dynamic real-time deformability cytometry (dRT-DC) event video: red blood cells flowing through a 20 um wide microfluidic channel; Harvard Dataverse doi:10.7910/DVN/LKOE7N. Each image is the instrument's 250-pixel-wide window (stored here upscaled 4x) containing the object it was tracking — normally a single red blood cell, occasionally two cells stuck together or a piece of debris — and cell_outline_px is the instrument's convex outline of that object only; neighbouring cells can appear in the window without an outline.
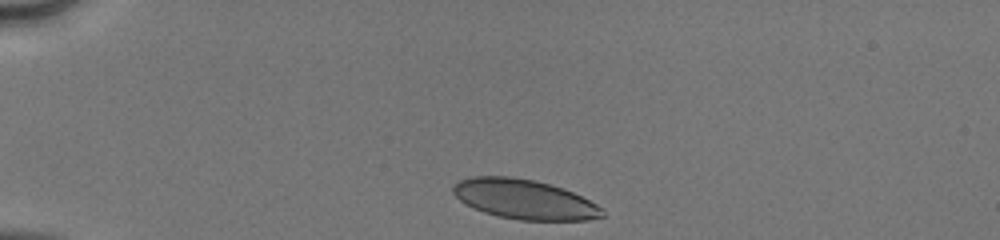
{"species": "human", "species_latin": "Homo sapiens", "temperature_condition": "cold", "stored_images_in_passage": 32, "camera_frame_rate_fps": 3000, "um_per_image_px": 0.085, "donor": {"sex": "male"}, "frame": {"image": 1, "passage_image": 1, "time_ms": 0.0, "image_size_px": [1000, 240], "cell_outline_px": [[604, 216], [588, 220], [520, 220], [500, 216], [484, 212], [460, 200], [452, 192], [452, 188], [460, 180], [472, 176], [508, 176], [532, 180], [548, 184], [572, 192], [596, 204], [604, 212]], "centroid_in_image_um": [44.56, 16.94], "position_along_channel_um": 40.4, "area_um2": 33.87}}
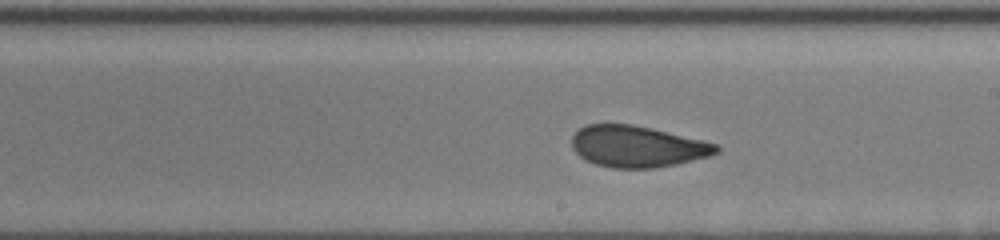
{"frame": {"image": 2, "passage_image": 19, "time_ms": 6.0, "image_size_px": [1000, 240], "cell_outline_px": [[720, 152], [708, 156], [676, 164], [652, 168], [612, 168], [596, 164], [580, 156], [572, 148], [572, 136], [580, 128], [588, 124], [632, 124], [652, 128], [704, 140], [720, 144]], "centroid_in_image_um": [54.21, 12.44], "position_along_channel_um": 234.8, "area_um2": 34.85}}
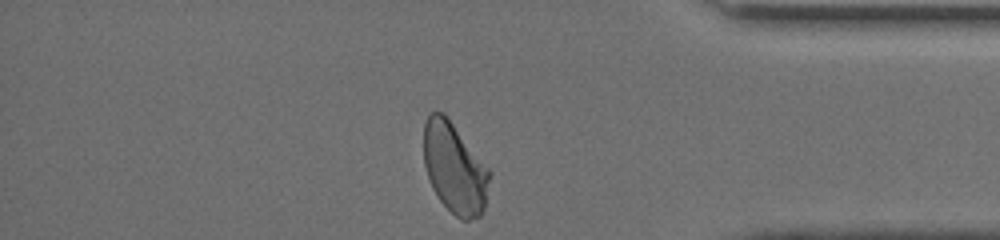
{"frame": {"image": 3, "passage_image": 32, "time_ms": 10.333, "image_size_px": [1000, 240], "cell_outline_px": [[492, 172], [484, 208], [480, 216], [468, 220], [460, 220], [440, 200], [432, 188], [428, 180], [424, 164], [424, 124], [428, 112], [444, 112]], "centroid_in_image_um": [38.64, 14.28], "position_along_channel_um": 396.6, "area_um2": 34.97}, "authors_computed_cell_mechanics": {"area_um2": 35.6337, "velocity_mm_per_s": 4.1252, "shape_relaxation_time_tau1_ms": 3.5077, "shape_relaxation_time_tau2_ms": 1.1839, "deformation_change_tau1": 0.1303, "deformation_change_tau2": 0.0601}}